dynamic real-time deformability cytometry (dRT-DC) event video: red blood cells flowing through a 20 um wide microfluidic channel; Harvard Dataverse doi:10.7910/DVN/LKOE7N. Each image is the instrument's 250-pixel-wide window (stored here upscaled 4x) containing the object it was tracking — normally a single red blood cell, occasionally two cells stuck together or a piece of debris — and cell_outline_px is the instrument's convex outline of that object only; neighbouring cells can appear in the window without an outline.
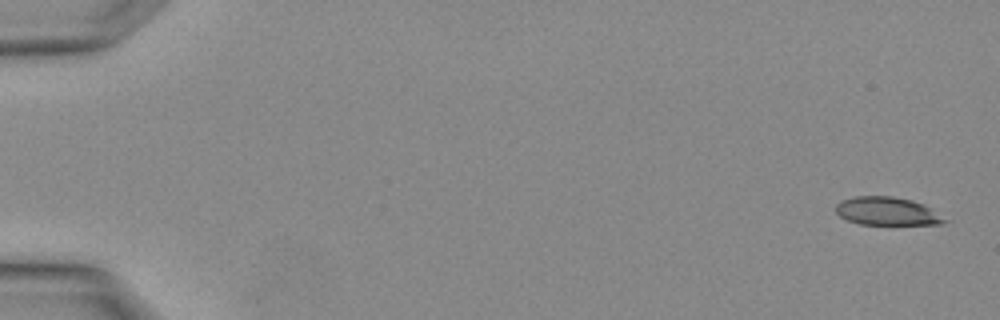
{"species": "Egyptian fruit bat (a non-hibernating species)", "species_latin": "Rousettus aegyptiacus", "temperature_condition": "warm", "stored_images_in_passage": 2, "camera_frame_rate_fps": 3000, "um_per_image_px": 0.085, "animal": {"sex": "female"}, "frame": {"image": 1, "passage_image": 2, "time_ms": 0.333, "image_size_px": [1000, 320], "cell_outline_px": [[952, 220], [944, 224], [860, 224], [848, 220], [840, 216], [836, 212], [836, 204], [840, 200], [856, 196], [892, 196], [912, 200], [932, 208]], "centroid_in_image_um": [75.47, 17.95], "position_along_channel_um": 9.5, "area_um2": 18.09}}